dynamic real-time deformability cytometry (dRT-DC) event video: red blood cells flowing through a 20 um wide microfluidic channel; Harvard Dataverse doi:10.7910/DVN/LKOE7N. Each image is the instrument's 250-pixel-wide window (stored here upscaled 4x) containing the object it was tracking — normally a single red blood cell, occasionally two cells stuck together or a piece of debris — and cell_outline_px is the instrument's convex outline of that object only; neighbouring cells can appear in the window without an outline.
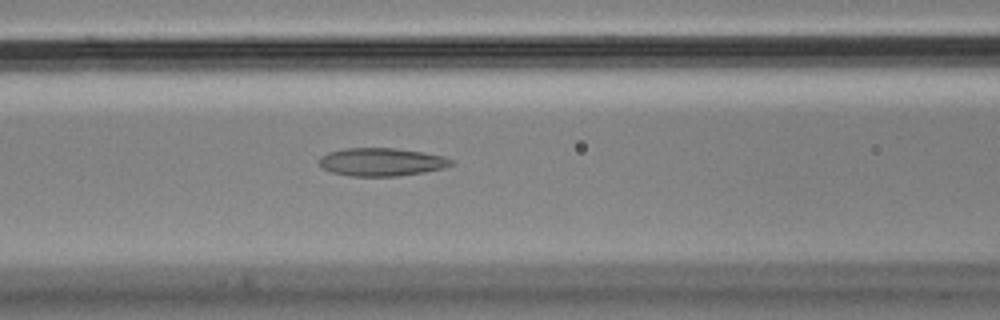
{"species": "Egyptian fruit bat (a non-hibernating species)", "species_latin": "Rousettus aegyptiacus", "temperature_condition": "cold", "stored_images_in_passage": 55, "camera_frame_rate_fps": 3000, "um_per_image_px": 0.085, "animal": {"sex": "male"}, "frame": {"image": 1, "passage_image": 22, "time_ms": 7.0, "image_size_px": [1000, 320], "cell_outline_px": [[452, 164], [440, 168], [424, 172], [396, 176], [352, 176], [332, 172], [316, 164], [316, 160], [320, 156], [328, 152], [344, 148], [396, 148], [424, 152], [444, 156], [452, 160]], "centroid_in_image_um": [32.35, 13.75], "position_along_channel_um": 134.2, "area_um2": 21.62}}
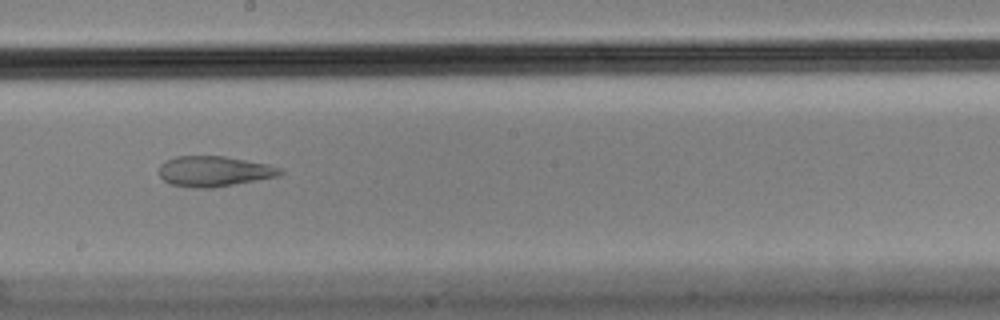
{"frame": {"image": 2, "passage_image": 30, "time_ms": 9.667, "image_size_px": [1000, 320], "cell_outline_px": [[284, 172], [280, 176], [212, 188], [192, 188], [168, 184], [160, 176], [160, 164], [164, 160], [176, 156], [224, 156], [268, 164], [284, 168]], "centroid_in_image_um": [18.21, 14.56], "position_along_channel_um": 230.0, "area_um2": 21.73}}
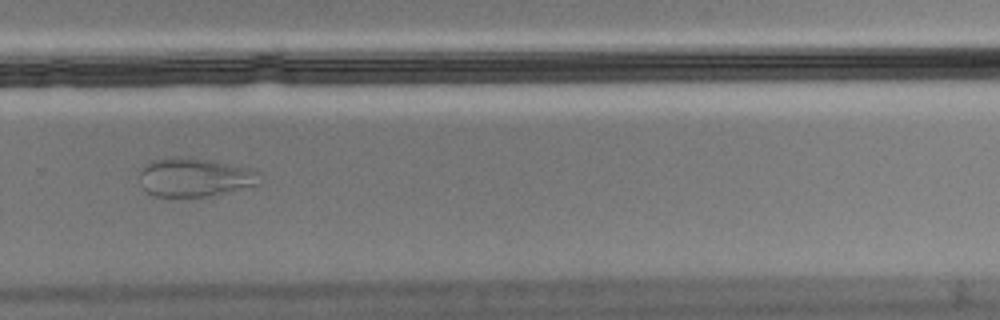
{"frame": {"image": 3, "passage_image": 37, "time_ms": 12.0, "image_size_px": [1000, 320], "cell_outline_px": [[260, 184], [212, 196], [152, 196], [140, 184], [140, 172], [144, 164], [152, 160], [168, 156], [180, 156], [208, 160], [248, 168], [252, 172]], "centroid_in_image_um": [16.43, 15.07], "position_along_channel_um": 313.4, "area_um2": 26.76}, "authors_computed_cell_mechanics": {"area_um2": 23.4668, "velocity_mm_per_s": 3.598, "shape_relaxation_time_tau1_ms": null, "shape_relaxation_time_tau2_ms": 1.8765, "deformation_change_tau1": null, "deformation_change_tau2": 0.0792}}